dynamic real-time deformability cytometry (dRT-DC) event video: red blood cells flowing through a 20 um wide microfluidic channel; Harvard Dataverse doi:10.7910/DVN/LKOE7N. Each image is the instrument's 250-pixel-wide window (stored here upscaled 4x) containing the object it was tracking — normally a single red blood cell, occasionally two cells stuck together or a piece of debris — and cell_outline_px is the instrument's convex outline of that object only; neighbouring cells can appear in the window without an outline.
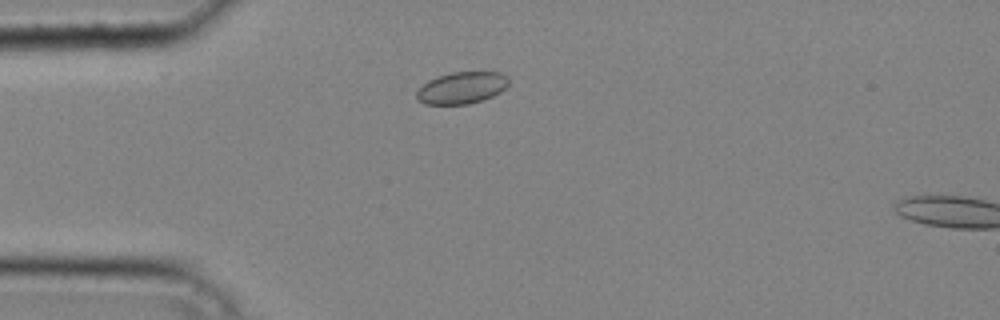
{"species": "common noctule bat (a hibernating species)", "species_latin": "Nyctalus noctula", "temperature_condition": "cold", "stored_images_in_passage": 8, "camera_frame_rate_fps": 3000, "um_per_image_px": 0.085, "animal": {"sex": "male", "body_mass_g": 20.4}, "frame": {"image": 1, "passage_image": 6, "time_ms": 1.667, "image_size_px": [1000, 320], "cell_outline_px": [[508, 84], [500, 92], [484, 100], [468, 104], [424, 104], [416, 96], [416, 92], [428, 80], [436, 76], [452, 72], [500, 72], [508, 76]], "centroid_in_image_um": [39.26, 7.46], "position_along_channel_um": 45.7, "area_um2": 17.05}}